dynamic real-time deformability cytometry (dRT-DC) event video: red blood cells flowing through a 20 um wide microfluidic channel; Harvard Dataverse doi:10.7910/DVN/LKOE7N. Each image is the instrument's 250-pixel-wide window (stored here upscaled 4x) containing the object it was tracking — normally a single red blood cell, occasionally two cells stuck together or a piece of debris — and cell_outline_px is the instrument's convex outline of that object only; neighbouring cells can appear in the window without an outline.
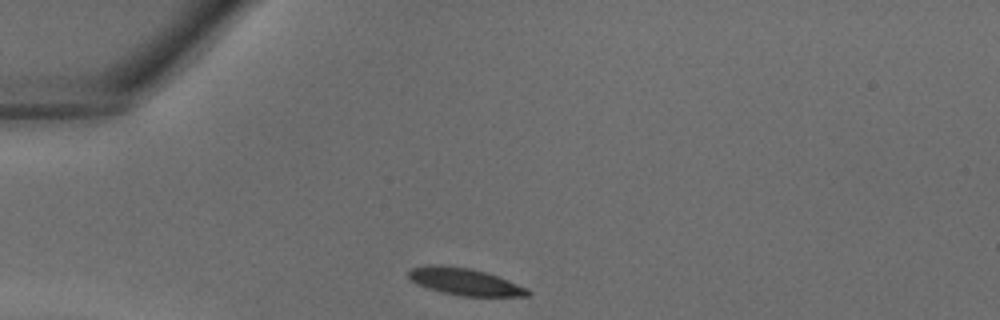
{"species": "common noctule bat (a hibernating species)", "species_latin": "Nyctalus noctula", "temperature_condition": "warm", "stored_images_in_passage": 26, "camera_frame_rate_fps": 3000, "um_per_image_px": 0.085, "animal": {"sex": "male", "body_mass_g": 18.8}, "frame": {"image": 1, "passage_image": 1, "time_ms": 0.0, "image_size_px": [1000, 320], "cell_outline_px": [[532, 292], [528, 296], [460, 296], [428, 288], [412, 280], [408, 276], [408, 272], [412, 268], [472, 268], [496, 276], [528, 288]], "centroid_in_image_um": [39.64, 24.0], "position_along_channel_um": 45.4, "area_um2": 17.57}}
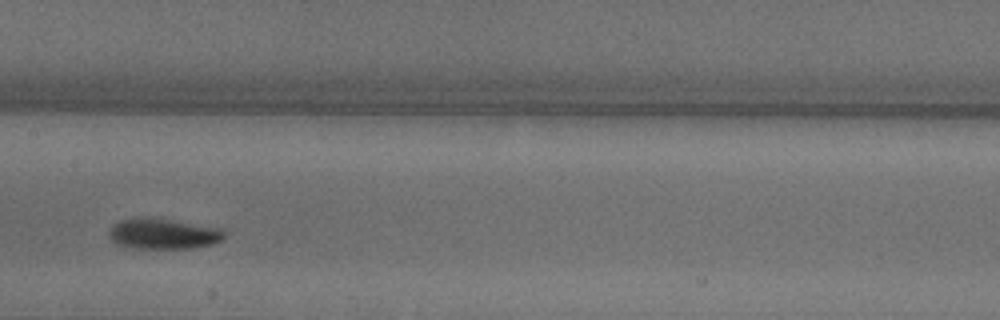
{"frame": {"image": 2, "passage_image": 11, "time_ms": 3.333, "image_size_px": [1000, 320], "cell_outline_px": [[224, 236], [220, 240], [212, 244], [192, 248], [128, 248], [116, 244], [108, 236], [108, 232], [112, 224], [120, 220], [168, 220], [220, 228], [224, 232]], "centroid_in_image_um": [13.83, 19.92], "position_along_channel_um": 193.6, "area_um2": 19.77}}
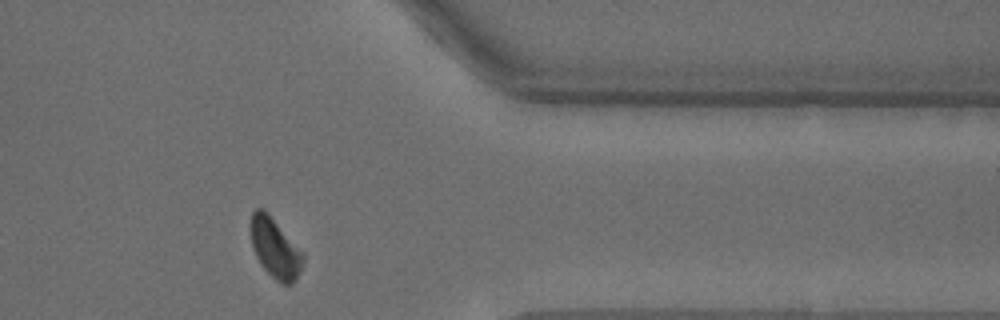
{"frame": {"image": 3, "passage_image": 23, "time_ms": 7.333, "image_size_px": [1000, 320], "cell_outline_px": [[304, 260], [296, 280], [292, 284], [284, 284], [276, 280], [260, 264], [252, 248], [248, 224], [252, 212], [256, 208], [264, 208], [304, 252]], "centroid_in_image_um": [23.36, 21.04], "position_along_channel_um": 388.0, "area_um2": 18.67}}